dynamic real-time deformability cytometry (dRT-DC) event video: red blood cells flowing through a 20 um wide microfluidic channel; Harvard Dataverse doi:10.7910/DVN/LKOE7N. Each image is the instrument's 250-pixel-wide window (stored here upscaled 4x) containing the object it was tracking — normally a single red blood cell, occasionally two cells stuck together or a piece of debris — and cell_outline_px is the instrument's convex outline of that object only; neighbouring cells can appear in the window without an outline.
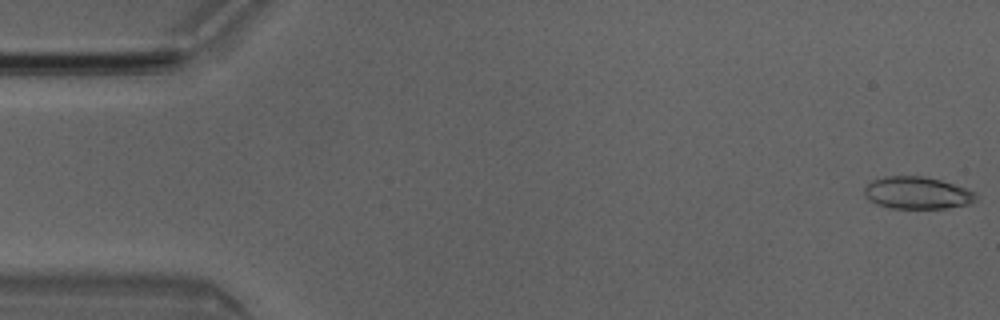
{"species": "Egyptian fruit bat (a non-hibernating species)", "species_latin": "Rousettus aegyptiacus", "temperature_condition": "room temperature", "stored_images_in_passage": 16, "camera_frame_rate_fps": 3000, "um_per_image_px": 0.085, "animal": {"sex": "male"}, "frame": {"image": 1, "passage_image": 1, "time_ms": 0.0, "image_size_px": [1000, 320], "cell_outline_px": [[980, 196], [976, 200], [968, 204], [944, 208], [888, 208], [876, 204], [868, 200], [864, 196], [864, 188], [872, 180], [884, 176], [924, 176], [940, 180], [976, 192]], "centroid_in_image_um": [77.93, 16.4], "position_along_channel_um": 7.1, "area_um2": 21.04}}
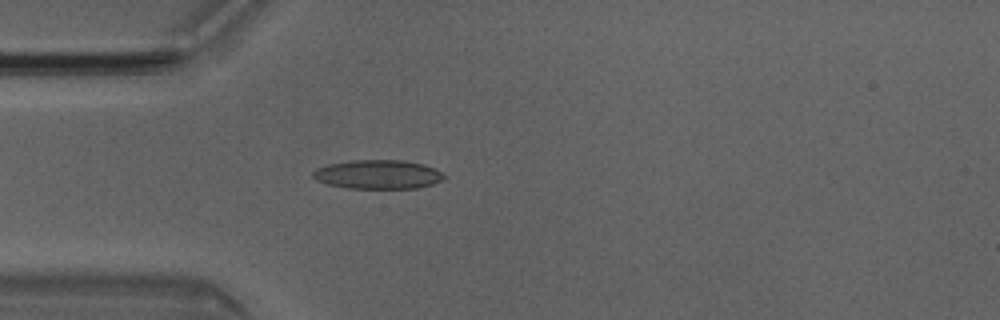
{"frame": {"image": 2, "passage_image": 14, "time_ms": 4.333, "image_size_px": [1000, 320], "cell_outline_px": [[444, 176], [440, 180], [432, 184], [416, 188], [348, 188], [328, 184], [316, 180], [312, 176], [312, 172], [316, 168], [328, 164], [352, 160], [404, 160], [424, 164], [440, 172]], "centroid_in_image_um": [32.07, 14.82], "position_along_channel_um": 52.9, "area_um2": 21.96}}